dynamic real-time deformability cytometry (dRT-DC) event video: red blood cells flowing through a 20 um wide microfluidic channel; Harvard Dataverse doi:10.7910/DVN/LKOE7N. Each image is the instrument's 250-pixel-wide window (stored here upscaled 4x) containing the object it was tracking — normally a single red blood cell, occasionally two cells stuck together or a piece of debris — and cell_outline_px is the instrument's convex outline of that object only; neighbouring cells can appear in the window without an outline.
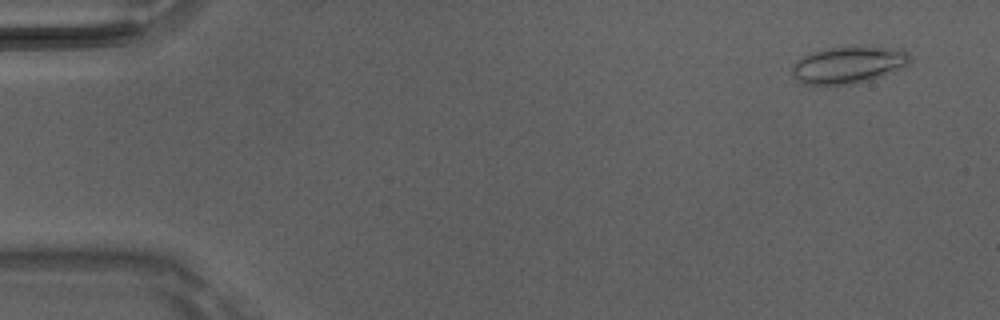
{"species": "Egyptian fruit bat (a non-hibernating species)", "species_latin": "Rousettus aegyptiacus", "temperature_condition": "room temperature", "stored_images_in_passage": 5, "camera_frame_rate_fps": 3000, "um_per_image_px": 0.085, "animal": {"sex": "male"}, "frame": {"image": 1, "passage_image": 1, "time_ms": 0.0, "image_size_px": [1000, 320], "cell_outline_px": [[912, 56], [908, 64], [904, 68], [884, 76], [852, 84], [800, 84], [792, 72], [792, 68], [804, 56], [812, 52], [828, 48], [864, 44], [904, 52]], "centroid_in_image_um": [72.15, 5.5], "position_along_channel_um": 12.8, "area_um2": 25.37}}